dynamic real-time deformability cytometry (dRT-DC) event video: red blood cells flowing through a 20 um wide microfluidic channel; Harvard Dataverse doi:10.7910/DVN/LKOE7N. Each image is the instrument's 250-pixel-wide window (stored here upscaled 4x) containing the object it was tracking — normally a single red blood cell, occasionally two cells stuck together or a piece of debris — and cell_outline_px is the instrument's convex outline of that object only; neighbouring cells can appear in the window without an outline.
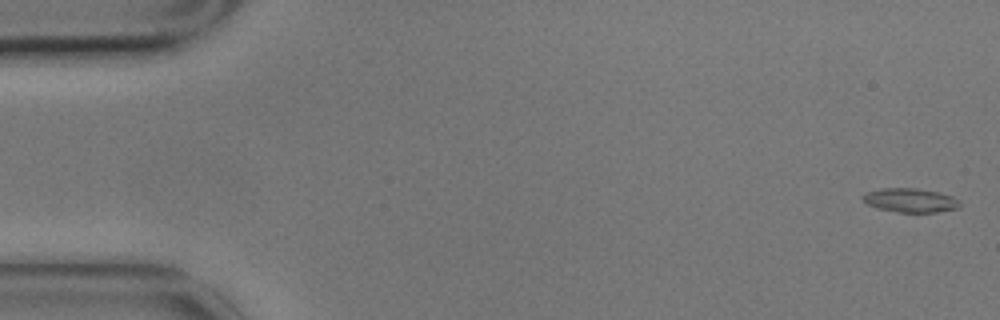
{"species": "common noctule bat (a hibernating species)", "species_latin": "Nyctalus noctula", "temperature_condition": "cold", "stored_images_in_passage": 4, "camera_frame_rate_fps": 3000, "um_per_image_px": 0.085, "animal": {"sex": "male", "body_mass_g": 17.9}, "frame": {"image": 1, "passage_image": 1, "time_ms": 0.0, "image_size_px": [1000, 320], "cell_outline_px": [[960, 208], [936, 212], [896, 212], [876, 208], [868, 204], [860, 196], [864, 192], [880, 188], [916, 188], [940, 192], [952, 196], [960, 200]], "centroid_in_image_um": [77.37, 17.02], "position_along_channel_um": 7.6, "area_um2": 13.81}}